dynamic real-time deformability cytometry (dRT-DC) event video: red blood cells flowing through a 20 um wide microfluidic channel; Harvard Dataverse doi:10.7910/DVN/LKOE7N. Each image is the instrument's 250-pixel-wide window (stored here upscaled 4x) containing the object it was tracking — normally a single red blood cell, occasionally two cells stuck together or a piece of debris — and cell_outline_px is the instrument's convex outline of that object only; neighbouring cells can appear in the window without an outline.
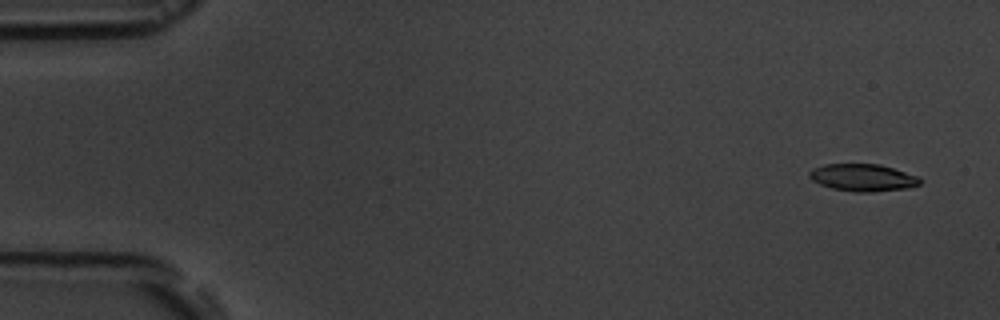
{"species": "common noctule bat (a hibernating species)", "species_latin": "Nyctalus noctula", "temperature_condition": "room temperature", "stored_images_in_passage": 4, "camera_frame_rate_fps": 3000, "um_per_image_px": 0.085, "animal": {"sex": "male", "body_mass_g": 19.5, "forearm_length_mm": 54.6}, "frame": {"image": 1, "passage_image": 1, "time_ms": 0.0, "image_size_px": [1000, 320], "cell_outline_px": [[920, 184], [908, 188], [872, 192], [856, 192], [832, 188], [820, 184], [812, 180], [808, 176], [808, 172], [812, 168], [824, 164], [880, 164], [916, 176], [920, 180]], "centroid_in_image_um": [73.29, 15.09], "position_along_channel_um": 11.7, "area_um2": 17.46}}